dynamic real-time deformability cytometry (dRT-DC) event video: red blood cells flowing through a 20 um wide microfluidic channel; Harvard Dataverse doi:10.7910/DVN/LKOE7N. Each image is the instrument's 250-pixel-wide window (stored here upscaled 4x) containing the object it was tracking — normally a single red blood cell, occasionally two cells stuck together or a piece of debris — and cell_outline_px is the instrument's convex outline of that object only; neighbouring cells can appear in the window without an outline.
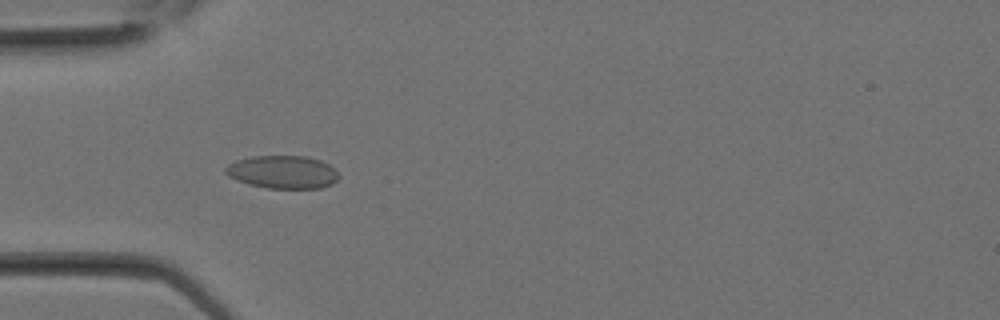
{"species": "Egyptian fruit bat (a non-hibernating species)", "species_latin": "Rousettus aegyptiacus", "temperature_condition": "room temperature", "stored_images_in_passage": 13, "camera_frame_rate_fps": 3000, "um_per_image_px": 0.085, "animal": {"sex": "female"}, "frame": {"image": 1, "passage_image": 8, "time_ms": 2.333, "image_size_px": [1000, 320], "cell_outline_px": [[340, 176], [332, 184], [320, 188], [268, 188], [248, 184], [236, 180], [228, 176], [224, 172], [224, 168], [228, 164], [236, 160], [252, 156], [308, 156], [320, 160], [328, 164]], "centroid_in_image_um": [23.99, 14.62], "position_along_channel_um": 61.0, "area_um2": 21.79}}
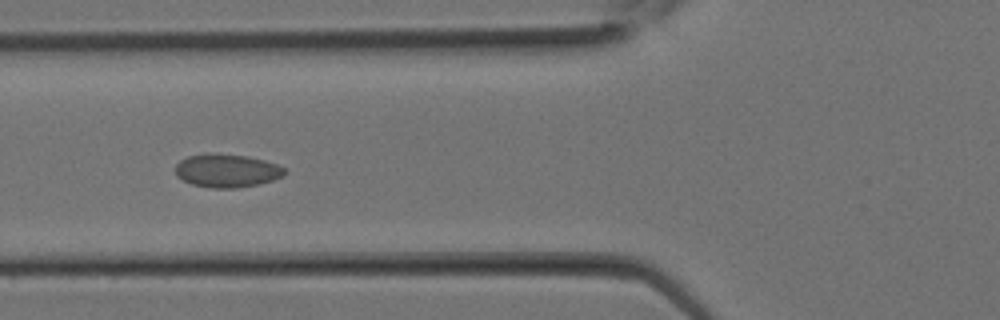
{"frame": {"image": 2, "passage_image": 10, "time_ms": 3.0, "image_size_px": [1000, 320], "cell_outline_px": [[288, 172], [272, 180], [256, 184], [236, 188], [212, 188], [192, 184], [176, 176], [176, 164], [180, 160], [188, 156], [208, 152], [216, 152], [248, 156], [264, 160], [276, 164], [284, 168]], "centroid_in_image_um": [19.25, 14.48], "position_along_channel_um": 106.5, "area_um2": 21.27}}
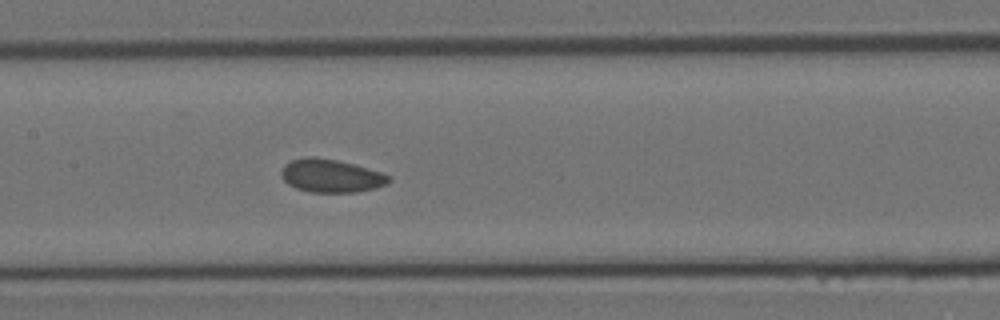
{"frame": {"image": 3, "passage_image": 13, "time_ms": 4.0, "image_size_px": [1000, 320], "cell_outline_px": [[392, 180], [388, 184], [376, 188], [356, 192], [308, 192], [296, 188], [288, 184], [280, 176], [280, 172], [284, 164], [292, 160], [308, 156], [312, 156], [336, 160], [352, 164], [380, 172], [392, 176]], "centroid_in_image_um": [28.13, 14.95], "position_along_channel_um": 179.3, "area_um2": 20.87}}